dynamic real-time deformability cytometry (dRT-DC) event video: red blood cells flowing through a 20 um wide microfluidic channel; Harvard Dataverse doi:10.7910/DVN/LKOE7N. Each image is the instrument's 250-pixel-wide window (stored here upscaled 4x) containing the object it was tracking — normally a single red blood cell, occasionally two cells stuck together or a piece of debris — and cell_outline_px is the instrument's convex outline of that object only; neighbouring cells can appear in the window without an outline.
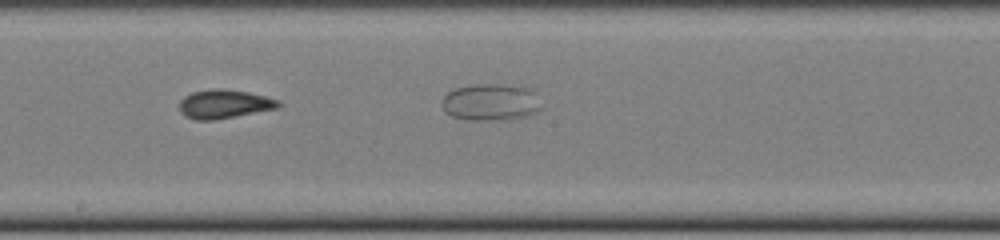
{"species": "common noctule bat (a hibernating species)", "species_latin": "Nyctalus noctula", "temperature_condition": "cold", "stored_images_in_passage": 39, "camera_frame_rate_fps": 3000, "um_per_image_px": 0.085, "animal": {"sex": "female", "body_mass_g": 22.0, "forearm_length_mm": 56.7}, "frame": {"image": 1, "passage_image": 28, "time_ms": 9.0, "image_size_px": [1000, 240], "cell_outline_px": [[280, 104], [276, 108], [212, 120], [196, 120], [184, 116], [180, 112], [180, 100], [184, 96], [192, 92], [212, 88], [220, 88], [248, 92], [280, 100]], "centroid_in_image_um": [19.0, 8.83], "position_along_channel_um": 229.2, "area_um2": 16.42}}